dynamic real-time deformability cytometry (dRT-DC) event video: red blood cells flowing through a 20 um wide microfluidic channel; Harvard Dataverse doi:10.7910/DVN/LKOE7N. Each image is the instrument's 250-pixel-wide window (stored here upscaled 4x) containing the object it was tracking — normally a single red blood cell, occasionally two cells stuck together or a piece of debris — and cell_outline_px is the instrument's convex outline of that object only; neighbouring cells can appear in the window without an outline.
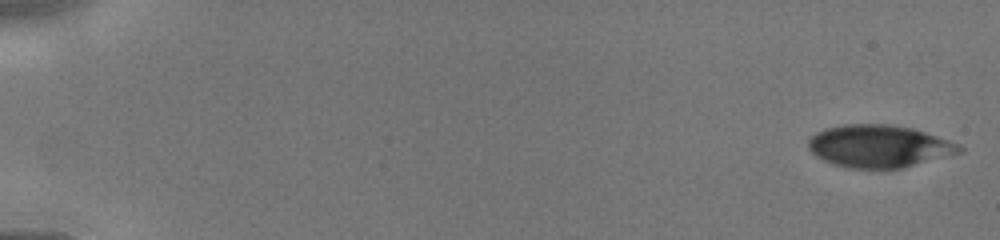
{"species": "human", "species_latin": "Homo sapiens", "temperature_condition": "cold", "stored_images_in_passage": 5, "camera_frame_rate_fps": 3000, "um_per_image_px": 0.085, "donor": {"sex": "male"}, "frame": {"image": 1, "passage_image": 1, "time_ms": 0.0, "image_size_px": [1000, 240], "cell_outline_px": [[964, 152], [904, 168], [884, 172], [848, 168], [832, 164], [816, 156], [808, 148], [808, 140], [816, 132], [824, 128], [844, 124], [888, 124], [912, 128], [960, 144], [964, 148]], "centroid_in_image_um": [74.73, 12.47], "position_along_channel_um": 10.3, "area_um2": 38.38}}
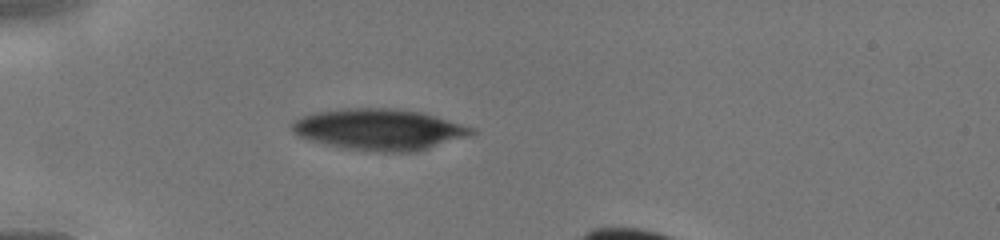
{"frame": {"image": 2, "passage_image": 5, "time_ms": 4.333, "image_size_px": [1000, 240], "cell_outline_px": [[476, 132], [472, 136], [416, 152], [364, 152], [340, 148], [296, 136], [292, 128], [292, 120], [312, 112], [344, 108], [396, 108], [420, 112], [476, 128]], "centroid_in_image_um": [32.24, 11.02], "position_along_channel_um": 52.8, "area_um2": 43.81}}